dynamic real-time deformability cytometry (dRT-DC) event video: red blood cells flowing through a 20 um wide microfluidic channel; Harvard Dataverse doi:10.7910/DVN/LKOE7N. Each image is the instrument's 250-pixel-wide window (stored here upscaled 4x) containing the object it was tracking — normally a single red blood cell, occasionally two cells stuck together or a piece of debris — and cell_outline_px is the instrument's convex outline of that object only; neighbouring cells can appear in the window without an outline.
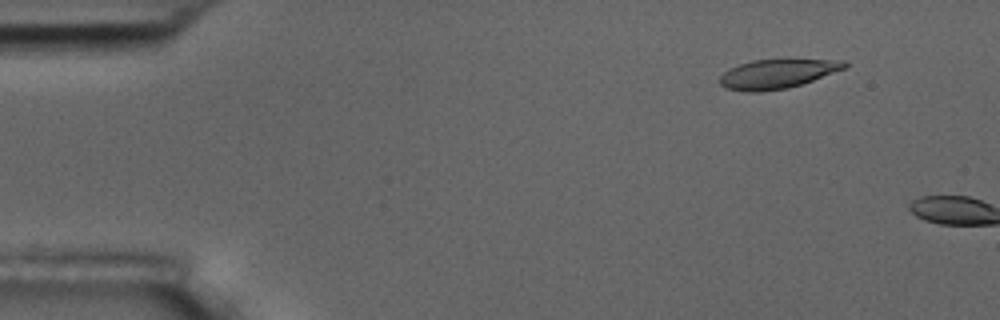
{"species": "common noctule bat (a hibernating species)", "species_latin": "Nyctalus noctula", "temperature_condition": "room temperature", "stored_images_in_passage": 3, "camera_frame_rate_fps": 3000, "um_per_image_px": 0.085, "animal": {"sex": "male", "body_mass_g": 17.5, "forearm_length_mm": 52.3}, "frame": {"image": 1, "passage_image": 2, "time_ms": 1.333, "image_size_px": [1000, 320], "cell_outline_px": [[848, 64], [844, 68], [812, 80], [788, 88], [760, 92], [744, 92], [724, 88], [720, 84], [720, 76], [728, 68], [752, 60], [844, 60]], "centroid_in_image_um": [65.98, 6.29], "position_along_channel_um": 19.0, "area_um2": 20.98}}